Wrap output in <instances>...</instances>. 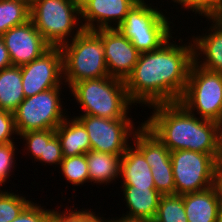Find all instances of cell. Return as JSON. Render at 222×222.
Segmentation results:
<instances>
[{
	"mask_svg": "<svg viewBox=\"0 0 222 222\" xmlns=\"http://www.w3.org/2000/svg\"><path fill=\"white\" fill-rule=\"evenodd\" d=\"M219 134H220V139H221V142H222V119L219 122Z\"/></svg>",
	"mask_w": 222,
	"mask_h": 222,
	"instance_id": "ab89813d",
	"label": "cell"
},
{
	"mask_svg": "<svg viewBox=\"0 0 222 222\" xmlns=\"http://www.w3.org/2000/svg\"><path fill=\"white\" fill-rule=\"evenodd\" d=\"M20 68L25 98L65 85L61 47H50L40 57Z\"/></svg>",
	"mask_w": 222,
	"mask_h": 222,
	"instance_id": "7c38bea8",
	"label": "cell"
},
{
	"mask_svg": "<svg viewBox=\"0 0 222 222\" xmlns=\"http://www.w3.org/2000/svg\"><path fill=\"white\" fill-rule=\"evenodd\" d=\"M210 18L213 19L217 24L222 25V1L212 11Z\"/></svg>",
	"mask_w": 222,
	"mask_h": 222,
	"instance_id": "d590c367",
	"label": "cell"
},
{
	"mask_svg": "<svg viewBox=\"0 0 222 222\" xmlns=\"http://www.w3.org/2000/svg\"><path fill=\"white\" fill-rule=\"evenodd\" d=\"M30 20V2L26 0H0V37L14 26Z\"/></svg>",
	"mask_w": 222,
	"mask_h": 222,
	"instance_id": "603a6c76",
	"label": "cell"
},
{
	"mask_svg": "<svg viewBox=\"0 0 222 222\" xmlns=\"http://www.w3.org/2000/svg\"><path fill=\"white\" fill-rule=\"evenodd\" d=\"M69 90L84 112L79 115L106 119L130 118L129 108L136 106L128 96L124 81L111 76L79 81Z\"/></svg>",
	"mask_w": 222,
	"mask_h": 222,
	"instance_id": "3957f363",
	"label": "cell"
},
{
	"mask_svg": "<svg viewBox=\"0 0 222 222\" xmlns=\"http://www.w3.org/2000/svg\"><path fill=\"white\" fill-rule=\"evenodd\" d=\"M132 141L151 167L156 190L161 195H175L171 151L144 124Z\"/></svg>",
	"mask_w": 222,
	"mask_h": 222,
	"instance_id": "8fae6325",
	"label": "cell"
},
{
	"mask_svg": "<svg viewBox=\"0 0 222 222\" xmlns=\"http://www.w3.org/2000/svg\"><path fill=\"white\" fill-rule=\"evenodd\" d=\"M63 152L61 148L60 141L55 134L48 143H45V150H44V156H40V158L37 161H40V163H45L48 165H58L60 166L61 161L63 160Z\"/></svg>",
	"mask_w": 222,
	"mask_h": 222,
	"instance_id": "4dcf8cb0",
	"label": "cell"
},
{
	"mask_svg": "<svg viewBox=\"0 0 222 222\" xmlns=\"http://www.w3.org/2000/svg\"><path fill=\"white\" fill-rule=\"evenodd\" d=\"M173 1V3L181 5V8L184 10L188 9L190 11H192L193 13L195 12V14H199L201 16H203L202 18L206 17H210L211 12L199 1V0H171Z\"/></svg>",
	"mask_w": 222,
	"mask_h": 222,
	"instance_id": "d6a6232c",
	"label": "cell"
},
{
	"mask_svg": "<svg viewBox=\"0 0 222 222\" xmlns=\"http://www.w3.org/2000/svg\"><path fill=\"white\" fill-rule=\"evenodd\" d=\"M0 189V222L13 221L32 201L23 194Z\"/></svg>",
	"mask_w": 222,
	"mask_h": 222,
	"instance_id": "484cf974",
	"label": "cell"
},
{
	"mask_svg": "<svg viewBox=\"0 0 222 222\" xmlns=\"http://www.w3.org/2000/svg\"><path fill=\"white\" fill-rule=\"evenodd\" d=\"M58 168H60L65 180L73 186H80L89 182L86 154L64 157Z\"/></svg>",
	"mask_w": 222,
	"mask_h": 222,
	"instance_id": "d4e9b609",
	"label": "cell"
},
{
	"mask_svg": "<svg viewBox=\"0 0 222 222\" xmlns=\"http://www.w3.org/2000/svg\"><path fill=\"white\" fill-rule=\"evenodd\" d=\"M14 134L18 136L14 114L0 109V144L14 142Z\"/></svg>",
	"mask_w": 222,
	"mask_h": 222,
	"instance_id": "1f68e13d",
	"label": "cell"
},
{
	"mask_svg": "<svg viewBox=\"0 0 222 222\" xmlns=\"http://www.w3.org/2000/svg\"><path fill=\"white\" fill-rule=\"evenodd\" d=\"M55 131L64 157L86 154L91 150L88 133L76 117L67 116Z\"/></svg>",
	"mask_w": 222,
	"mask_h": 222,
	"instance_id": "ffe728a7",
	"label": "cell"
},
{
	"mask_svg": "<svg viewBox=\"0 0 222 222\" xmlns=\"http://www.w3.org/2000/svg\"><path fill=\"white\" fill-rule=\"evenodd\" d=\"M120 177L123 179L121 186L155 188L151 167L133 144L121 156Z\"/></svg>",
	"mask_w": 222,
	"mask_h": 222,
	"instance_id": "ac0fdd59",
	"label": "cell"
},
{
	"mask_svg": "<svg viewBox=\"0 0 222 222\" xmlns=\"http://www.w3.org/2000/svg\"><path fill=\"white\" fill-rule=\"evenodd\" d=\"M222 156L177 150L171 152L175 194L206 190L216 184L217 168Z\"/></svg>",
	"mask_w": 222,
	"mask_h": 222,
	"instance_id": "ba28073f",
	"label": "cell"
},
{
	"mask_svg": "<svg viewBox=\"0 0 222 222\" xmlns=\"http://www.w3.org/2000/svg\"><path fill=\"white\" fill-rule=\"evenodd\" d=\"M146 2L139 0L135 3L117 27L140 53L159 49L174 33L170 26L173 22L165 16L163 9Z\"/></svg>",
	"mask_w": 222,
	"mask_h": 222,
	"instance_id": "8992f818",
	"label": "cell"
},
{
	"mask_svg": "<svg viewBox=\"0 0 222 222\" xmlns=\"http://www.w3.org/2000/svg\"><path fill=\"white\" fill-rule=\"evenodd\" d=\"M55 134V129L28 131L19 134L18 136L20 137L16 139L25 141V149L22 150H24V152L26 150L27 154L29 153L28 155H31V157L35 158L34 161H37L40 156H44L45 143H48Z\"/></svg>",
	"mask_w": 222,
	"mask_h": 222,
	"instance_id": "4316f807",
	"label": "cell"
},
{
	"mask_svg": "<svg viewBox=\"0 0 222 222\" xmlns=\"http://www.w3.org/2000/svg\"><path fill=\"white\" fill-rule=\"evenodd\" d=\"M24 99L21 68L10 66L0 70V109L13 113Z\"/></svg>",
	"mask_w": 222,
	"mask_h": 222,
	"instance_id": "7402d4cb",
	"label": "cell"
},
{
	"mask_svg": "<svg viewBox=\"0 0 222 222\" xmlns=\"http://www.w3.org/2000/svg\"><path fill=\"white\" fill-rule=\"evenodd\" d=\"M15 142L7 144H0V187L5 186L6 181L9 179L15 169V152L18 150Z\"/></svg>",
	"mask_w": 222,
	"mask_h": 222,
	"instance_id": "f1b7e54d",
	"label": "cell"
},
{
	"mask_svg": "<svg viewBox=\"0 0 222 222\" xmlns=\"http://www.w3.org/2000/svg\"><path fill=\"white\" fill-rule=\"evenodd\" d=\"M138 1L80 0L81 24L83 29L95 31L98 29L117 28L124 21L128 11Z\"/></svg>",
	"mask_w": 222,
	"mask_h": 222,
	"instance_id": "9a60e30c",
	"label": "cell"
},
{
	"mask_svg": "<svg viewBox=\"0 0 222 222\" xmlns=\"http://www.w3.org/2000/svg\"><path fill=\"white\" fill-rule=\"evenodd\" d=\"M211 13L222 0H199Z\"/></svg>",
	"mask_w": 222,
	"mask_h": 222,
	"instance_id": "8d00e7d4",
	"label": "cell"
},
{
	"mask_svg": "<svg viewBox=\"0 0 222 222\" xmlns=\"http://www.w3.org/2000/svg\"><path fill=\"white\" fill-rule=\"evenodd\" d=\"M206 19L212 23L209 29L205 30L208 33L193 35L191 38L194 45V62L206 70L222 74V25L210 17ZM200 57L203 61H200Z\"/></svg>",
	"mask_w": 222,
	"mask_h": 222,
	"instance_id": "2e32d148",
	"label": "cell"
},
{
	"mask_svg": "<svg viewBox=\"0 0 222 222\" xmlns=\"http://www.w3.org/2000/svg\"><path fill=\"white\" fill-rule=\"evenodd\" d=\"M51 209L33 201L11 222H48Z\"/></svg>",
	"mask_w": 222,
	"mask_h": 222,
	"instance_id": "f546056e",
	"label": "cell"
},
{
	"mask_svg": "<svg viewBox=\"0 0 222 222\" xmlns=\"http://www.w3.org/2000/svg\"><path fill=\"white\" fill-rule=\"evenodd\" d=\"M85 127L91 150L122 156L136 131L133 118L106 119L91 115L75 116ZM136 128V129H135ZM131 138V139H129Z\"/></svg>",
	"mask_w": 222,
	"mask_h": 222,
	"instance_id": "30bf717a",
	"label": "cell"
},
{
	"mask_svg": "<svg viewBox=\"0 0 222 222\" xmlns=\"http://www.w3.org/2000/svg\"><path fill=\"white\" fill-rule=\"evenodd\" d=\"M153 222H188L182 195H162Z\"/></svg>",
	"mask_w": 222,
	"mask_h": 222,
	"instance_id": "cb8c5ba5",
	"label": "cell"
},
{
	"mask_svg": "<svg viewBox=\"0 0 222 222\" xmlns=\"http://www.w3.org/2000/svg\"><path fill=\"white\" fill-rule=\"evenodd\" d=\"M74 207L73 204L72 207L64 209L63 212L60 211L59 207V211L52 209L48 222H104V217L97 215L96 212L92 211L93 209L78 210L77 207L76 210Z\"/></svg>",
	"mask_w": 222,
	"mask_h": 222,
	"instance_id": "83f0119b",
	"label": "cell"
},
{
	"mask_svg": "<svg viewBox=\"0 0 222 222\" xmlns=\"http://www.w3.org/2000/svg\"><path fill=\"white\" fill-rule=\"evenodd\" d=\"M30 19L51 47H61L84 30L80 0H32Z\"/></svg>",
	"mask_w": 222,
	"mask_h": 222,
	"instance_id": "277c9868",
	"label": "cell"
},
{
	"mask_svg": "<svg viewBox=\"0 0 222 222\" xmlns=\"http://www.w3.org/2000/svg\"><path fill=\"white\" fill-rule=\"evenodd\" d=\"M61 50L63 79L68 88L79 81L109 76L103 42L94 31L83 30Z\"/></svg>",
	"mask_w": 222,
	"mask_h": 222,
	"instance_id": "5b68a950",
	"label": "cell"
},
{
	"mask_svg": "<svg viewBox=\"0 0 222 222\" xmlns=\"http://www.w3.org/2000/svg\"><path fill=\"white\" fill-rule=\"evenodd\" d=\"M216 185L218 186L220 196L222 199V161L219 163L217 168Z\"/></svg>",
	"mask_w": 222,
	"mask_h": 222,
	"instance_id": "74e56055",
	"label": "cell"
},
{
	"mask_svg": "<svg viewBox=\"0 0 222 222\" xmlns=\"http://www.w3.org/2000/svg\"><path fill=\"white\" fill-rule=\"evenodd\" d=\"M216 222H222V208L218 212Z\"/></svg>",
	"mask_w": 222,
	"mask_h": 222,
	"instance_id": "f35d334b",
	"label": "cell"
},
{
	"mask_svg": "<svg viewBox=\"0 0 222 222\" xmlns=\"http://www.w3.org/2000/svg\"><path fill=\"white\" fill-rule=\"evenodd\" d=\"M148 108L153 112L143 124L171 152L191 150L222 156L219 123L190 113L180 102L159 103Z\"/></svg>",
	"mask_w": 222,
	"mask_h": 222,
	"instance_id": "7a4b0ae2",
	"label": "cell"
},
{
	"mask_svg": "<svg viewBox=\"0 0 222 222\" xmlns=\"http://www.w3.org/2000/svg\"><path fill=\"white\" fill-rule=\"evenodd\" d=\"M12 66L8 50L5 46L4 40L0 37V70Z\"/></svg>",
	"mask_w": 222,
	"mask_h": 222,
	"instance_id": "836d02e7",
	"label": "cell"
},
{
	"mask_svg": "<svg viewBox=\"0 0 222 222\" xmlns=\"http://www.w3.org/2000/svg\"><path fill=\"white\" fill-rule=\"evenodd\" d=\"M182 197L188 222H216L222 208L216 184L203 191L183 194Z\"/></svg>",
	"mask_w": 222,
	"mask_h": 222,
	"instance_id": "e0dca14e",
	"label": "cell"
},
{
	"mask_svg": "<svg viewBox=\"0 0 222 222\" xmlns=\"http://www.w3.org/2000/svg\"><path fill=\"white\" fill-rule=\"evenodd\" d=\"M61 89H48L25 98L18 105L13 112L18 135L28 131L56 129L69 116L66 114L68 109H63Z\"/></svg>",
	"mask_w": 222,
	"mask_h": 222,
	"instance_id": "9c48e42d",
	"label": "cell"
},
{
	"mask_svg": "<svg viewBox=\"0 0 222 222\" xmlns=\"http://www.w3.org/2000/svg\"><path fill=\"white\" fill-rule=\"evenodd\" d=\"M94 32L102 39L109 76L125 81L141 53L117 28L98 29Z\"/></svg>",
	"mask_w": 222,
	"mask_h": 222,
	"instance_id": "4fadbf2b",
	"label": "cell"
},
{
	"mask_svg": "<svg viewBox=\"0 0 222 222\" xmlns=\"http://www.w3.org/2000/svg\"><path fill=\"white\" fill-rule=\"evenodd\" d=\"M12 66L21 67L40 57L51 46L32 20L14 26L2 35Z\"/></svg>",
	"mask_w": 222,
	"mask_h": 222,
	"instance_id": "5bb4252c",
	"label": "cell"
},
{
	"mask_svg": "<svg viewBox=\"0 0 222 222\" xmlns=\"http://www.w3.org/2000/svg\"><path fill=\"white\" fill-rule=\"evenodd\" d=\"M172 38L159 49L141 53L131 74L124 81L134 104L150 107L180 101L194 62V45L192 40L186 45L182 44L181 38L178 45ZM171 39L173 42H170Z\"/></svg>",
	"mask_w": 222,
	"mask_h": 222,
	"instance_id": "6da1fadb",
	"label": "cell"
},
{
	"mask_svg": "<svg viewBox=\"0 0 222 222\" xmlns=\"http://www.w3.org/2000/svg\"><path fill=\"white\" fill-rule=\"evenodd\" d=\"M109 218H105L104 217V222H153L150 220H146V219H139V218H131V217H126L124 216V214H122V217L120 218H111L110 220H108Z\"/></svg>",
	"mask_w": 222,
	"mask_h": 222,
	"instance_id": "e575fe53",
	"label": "cell"
},
{
	"mask_svg": "<svg viewBox=\"0 0 222 222\" xmlns=\"http://www.w3.org/2000/svg\"><path fill=\"white\" fill-rule=\"evenodd\" d=\"M190 113L219 123L222 119V74L192 63L179 101Z\"/></svg>",
	"mask_w": 222,
	"mask_h": 222,
	"instance_id": "52a82bcc",
	"label": "cell"
},
{
	"mask_svg": "<svg viewBox=\"0 0 222 222\" xmlns=\"http://www.w3.org/2000/svg\"><path fill=\"white\" fill-rule=\"evenodd\" d=\"M89 183L111 184L120 179L121 156L90 150L86 153ZM93 182V183H92Z\"/></svg>",
	"mask_w": 222,
	"mask_h": 222,
	"instance_id": "44dd1931",
	"label": "cell"
},
{
	"mask_svg": "<svg viewBox=\"0 0 222 222\" xmlns=\"http://www.w3.org/2000/svg\"><path fill=\"white\" fill-rule=\"evenodd\" d=\"M121 189L129 210L124 216L154 221L162 196L156 188L122 186Z\"/></svg>",
	"mask_w": 222,
	"mask_h": 222,
	"instance_id": "d6986e66",
	"label": "cell"
}]
</instances>
